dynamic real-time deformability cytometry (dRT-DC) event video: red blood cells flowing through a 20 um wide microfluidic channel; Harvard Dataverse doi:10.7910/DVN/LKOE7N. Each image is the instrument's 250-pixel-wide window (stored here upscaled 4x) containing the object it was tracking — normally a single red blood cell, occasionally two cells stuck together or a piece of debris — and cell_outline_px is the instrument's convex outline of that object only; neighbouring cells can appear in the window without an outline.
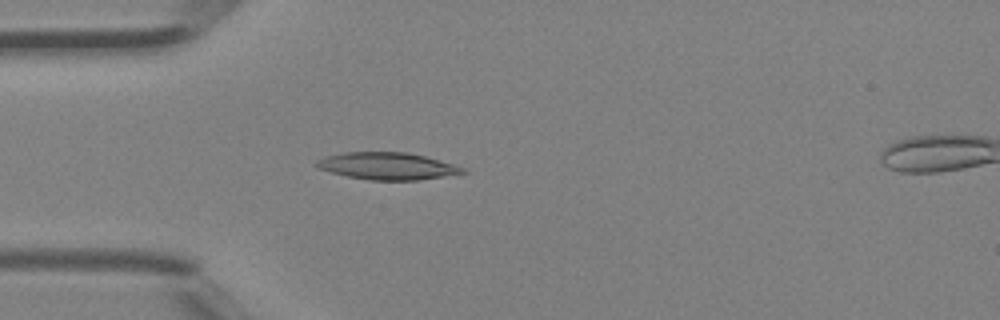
{"species": "Egyptian fruit bat (a non-hibernating species)", "species_latin": "Rousettus aegyptiacus", "temperature_condition": "room temperature", "stored_images_in_passage": 5, "camera_frame_rate_fps": 3000, "um_per_image_px": 0.085, "animal": {"sex": "female"}, "frame": {"image": 1, "passage_image": 4, "time_ms": 1.0, "image_size_px": [1000, 320], "cell_outline_px": [[468, 172], [416, 180], [368, 180], [348, 176], [332, 172], [320, 168], [312, 164], [316, 160], [324, 156], [344, 152], [408, 152], [456, 164], [464, 168]], "centroid_in_image_um": [32.9, 14.1], "position_along_channel_um": 52.1, "area_um2": 23.06}}